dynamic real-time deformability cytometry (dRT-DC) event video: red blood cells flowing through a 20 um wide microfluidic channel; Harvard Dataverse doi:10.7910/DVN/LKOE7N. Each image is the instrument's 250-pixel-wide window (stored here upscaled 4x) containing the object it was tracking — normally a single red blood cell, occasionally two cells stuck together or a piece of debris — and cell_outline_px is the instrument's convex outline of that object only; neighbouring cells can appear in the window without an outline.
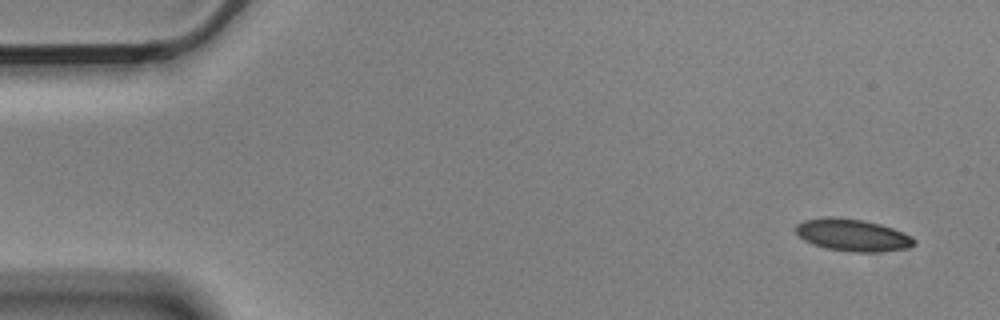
{"species": "Egyptian fruit bat (a non-hibernating species)", "species_latin": "Rousettus aegyptiacus", "temperature_condition": "cold", "stored_images_in_passage": 5, "camera_frame_rate_fps": 3000, "um_per_image_px": 0.085, "animal": {"sex": "male"}, "frame": {"image": 1, "passage_image": 1, "time_ms": 0.0, "image_size_px": [1000, 320], "cell_outline_px": [[916, 244], [908, 248], [880, 252], [852, 252], [828, 248], [812, 244], [804, 240], [796, 232], [796, 224], [804, 220], [828, 216], [864, 220], [880, 224], [904, 232], [912, 236], [916, 240]], "centroid_in_image_um": [72.5, 19.98], "position_along_channel_um": 12.5, "area_um2": 22.25}}